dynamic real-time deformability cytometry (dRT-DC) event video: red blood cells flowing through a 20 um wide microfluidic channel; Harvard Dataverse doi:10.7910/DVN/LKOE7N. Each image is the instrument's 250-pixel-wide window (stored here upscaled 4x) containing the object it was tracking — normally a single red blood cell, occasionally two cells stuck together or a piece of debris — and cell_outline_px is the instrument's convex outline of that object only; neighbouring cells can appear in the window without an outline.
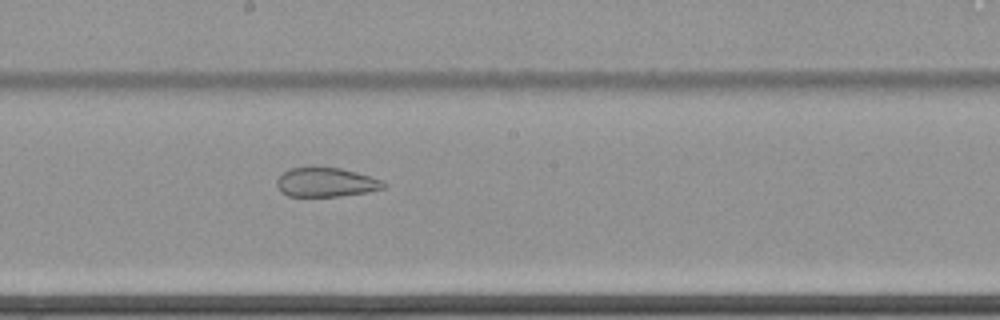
{"species": "common noctule bat (a hibernating species)", "species_latin": "Nyctalus noctula", "temperature_condition": "cold", "stored_images_in_passage": 48, "camera_frame_rate_fps": 3000, "um_per_image_px": 0.085, "animal": {"sex": "female", "body_mass_g": 22.7, "forearm_length_mm": 54.2}, "frame": {"image": 1, "passage_image": 22, "time_ms": 7.0, "image_size_px": [1000, 320], "cell_outline_px": [[388, 184], [384, 188], [368, 192], [340, 196], [288, 196], [280, 192], [276, 184], [276, 180], [288, 168], [340, 168], [356, 172], [380, 180]], "centroid_in_image_um": [27.69, 15.51], "position_along_channel_um": 220.5, "area_um2": 17.98}}
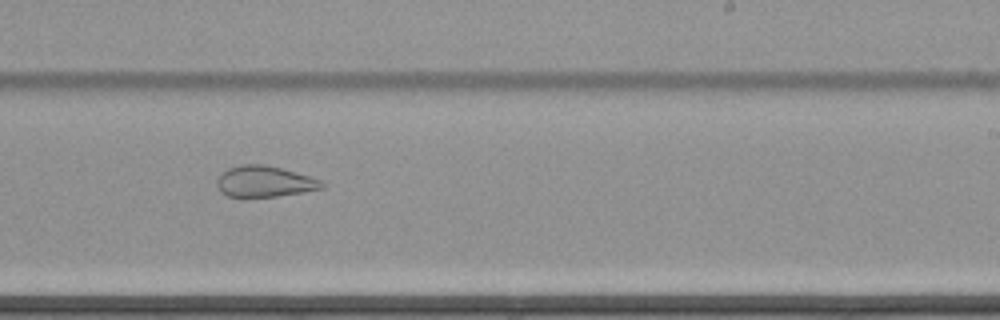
{"frame": {"image": 2, "passage_image": 26, "time_ms": 8.333, "image_size_px": [1000, 320], "cell_outline_px": [[324, 188], [304, 192], [276, 196], [244, 200], [228, 196], [220, 192], [216, 184], [216, 180], [228, 168], [244, 164], [264, 164], [280, 168], [308, 176], [320, 180], [324, 184]], "centroid_in_image_um": [22.43, 15.47], "position_along_channel_um": 266.6, "area_um2": 19.36}}
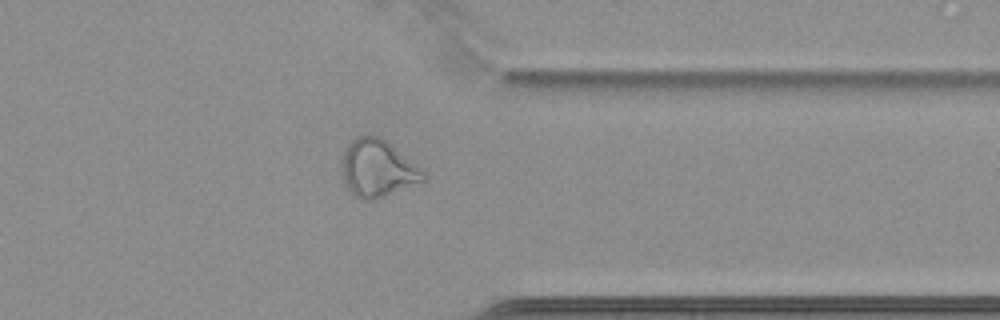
{"frame": {"image": 3, "passage_image": 36, "time_ms": 11.667, "image_size_px": [1000, 320], "cell_outline_px": [[428, 176], [424, 180], [372, 200], [360, 200], [348, 188], [344, 180], [340, 164], [344, 152], [348, 144], [356, 136], [380, 136], [420, 168]], "centroid_in_image_um": [32.05, 14.31], "position_along_channel_um": 379.3, "area_um2": 26.59}, "authors_computed_cell_mechanics": {"area_um2": 25.4898, "velocity_mm_per_s": 3.4591, "shape_relaxation_time_tau1_ms": null, "shape_relaxation_time_tau2_ms": 1.8086, "deformation_change_tau1": null, "deformation_change_tau2": 0.0828}}